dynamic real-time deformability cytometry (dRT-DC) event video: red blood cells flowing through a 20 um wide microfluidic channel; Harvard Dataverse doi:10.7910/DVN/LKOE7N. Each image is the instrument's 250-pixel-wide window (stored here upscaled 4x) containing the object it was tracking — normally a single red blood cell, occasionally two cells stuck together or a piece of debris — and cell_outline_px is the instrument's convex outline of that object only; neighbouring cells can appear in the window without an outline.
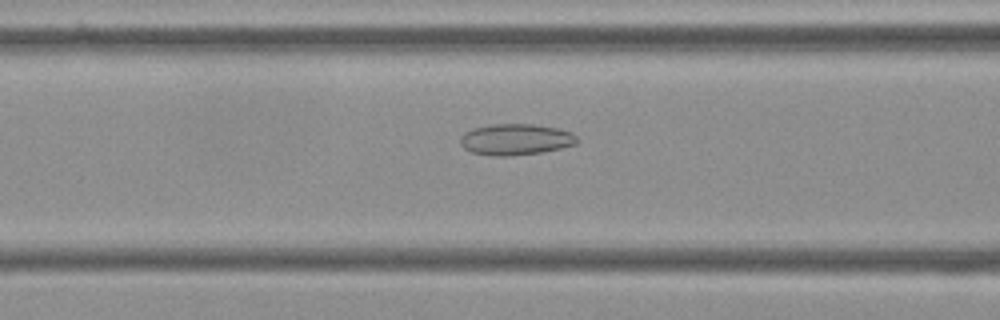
{"species": "Egyptian fruit bat (a non-hibernating species)", "species_latin": "Rousettus aegyptiacus", "temperature_condition": "cold", "stored_images_in_passage": 49, "camera_frame_rate_fps": 3000, "um_per_image_px": 0.085, "frame": {"image": 1, "passage_image": 16, "time_ms": 5.0, "image_size_px": [1000, 320], "cell_outline_px": [[580, 140], [576, 144], [560, 148], [540, 152], [508, 156], [492, 156], [472, 152], [464, 148], [460, 144], [460, 136], [464, 132], [472, 128], [492, 124], [532, 124], [556, 128], [572, 132]], "centroid_in_image_um": [43.81, 11.85], "position_along_channel_um": 122.8, "area_um2": 21.27}}
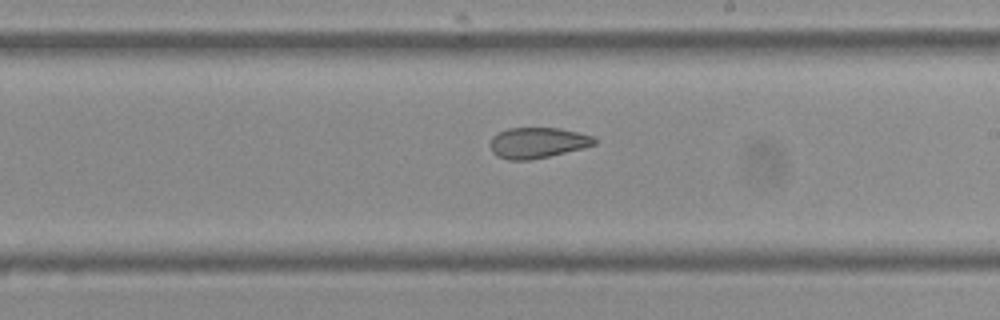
{"frame": {"image": 2, "passage_image": 26, "time_ms": 8.333, "image_size_px": [1000, 320], "cell_outline_px": [[596, 144], [548, 156], [528, 160], [508, 160], [496, 156], [492, 152], [492, 136], [508, 128], [560, 128], [592, 136], [596, 140]], "centroid_in_image_um": [45.66, 12.13], "position_along_channel_um": 243.3, "area_um2": 18.26}}
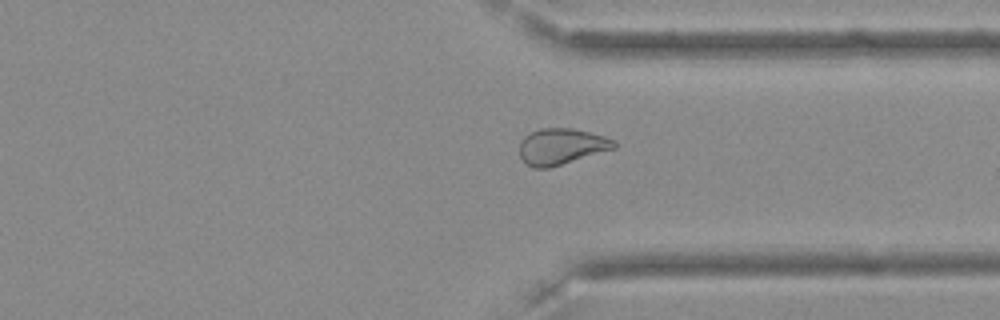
{"frame": {"image": 3, "passage_image": 36, "time_ms": 11.667, "image_size_px": [1000, 320], "cell_outline_px": [[616, 148], [548, 168], [532, 168], [520, 156], [520, 140], [528, 132], [540, 128], [572, 128], [604, 136], [616, 140]], "centroid_in_image_um": [47.7, 12.43], "position_along_channel_um": 363.7, "area_um2": 19.88}}